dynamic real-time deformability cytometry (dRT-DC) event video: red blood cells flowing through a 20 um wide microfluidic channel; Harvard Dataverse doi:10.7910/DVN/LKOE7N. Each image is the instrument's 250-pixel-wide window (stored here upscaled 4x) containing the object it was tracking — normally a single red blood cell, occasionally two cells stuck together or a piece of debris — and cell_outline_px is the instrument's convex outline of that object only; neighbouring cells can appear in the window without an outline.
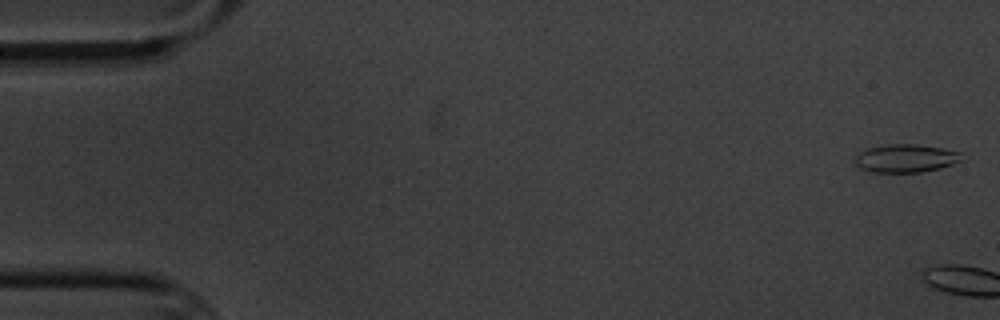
{"species": "common noctule bat (a hibernating species)", "species_latin": "Nyctalus noctula", "temperature_condition": "cold", "stored_images_in_passage": 10, "camera_frame_rate_fps": 3000, "um_per_image_px": 0.085, "animal": {"sex": "male", "body_mass_g": 20.1, "forearm_length_mm": 53.5}, "frame": {"image": 1, "passage_image": 1, "time_ms": 0.0, "image_size_px": [1000, 320], "cell_outline_px": [[960, 160], [952, 164], [940, 168], [920, 172], [872, 172], [860, 168], [856, 164], [856, 156], [860, 152], [868, 148], [888, 144], [916, 144], [940, 148], [960, 152]], "centroid_in_image_um": [76.96, 13.46], "position_along_channel_um": 8.0, "area_um2": 17.17}}
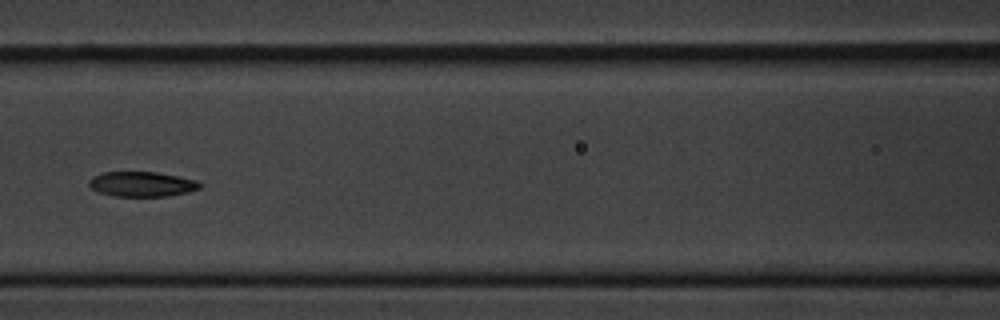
{"frame": {"image": 2, "passage_image": 9, "time_ms": 9.333, "image_size_px": [1000, 320], "cell_outline_px": [[200, 188], [188, 192], [168, 196], [112, 196], [96, 192], [88, 184], [88, 180], [92, 176], [104, 172], [156, 172], [196, 180], [200, 184]], "centroid_in_image_um": [12.0, 15.65], "position_along_channel_um": 154.6, "area_um2": 16.13}}
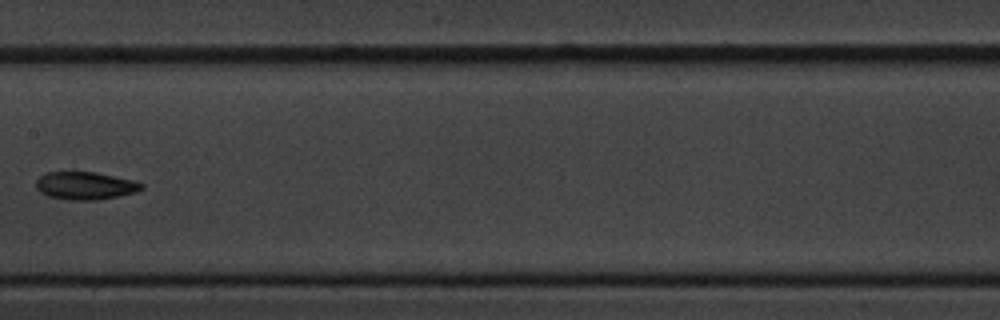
{"frame": {"image": 3, "passage_image": 10, "time_ms": 10.667, "image_size_px": [1000, 320], "cell_outline_px": [[144, 188], [136, 192], [100, 200], [72, 200], [48, 196], [40, 192], [36, 188], [36, 180], [40, 176], [48, 172], [96, 172], [132, 180], [144, 184]], "centroid_in_image_um": [7.25, 15.79], "position_along_channel_um": 200.1, "area_um2": 17.05}}